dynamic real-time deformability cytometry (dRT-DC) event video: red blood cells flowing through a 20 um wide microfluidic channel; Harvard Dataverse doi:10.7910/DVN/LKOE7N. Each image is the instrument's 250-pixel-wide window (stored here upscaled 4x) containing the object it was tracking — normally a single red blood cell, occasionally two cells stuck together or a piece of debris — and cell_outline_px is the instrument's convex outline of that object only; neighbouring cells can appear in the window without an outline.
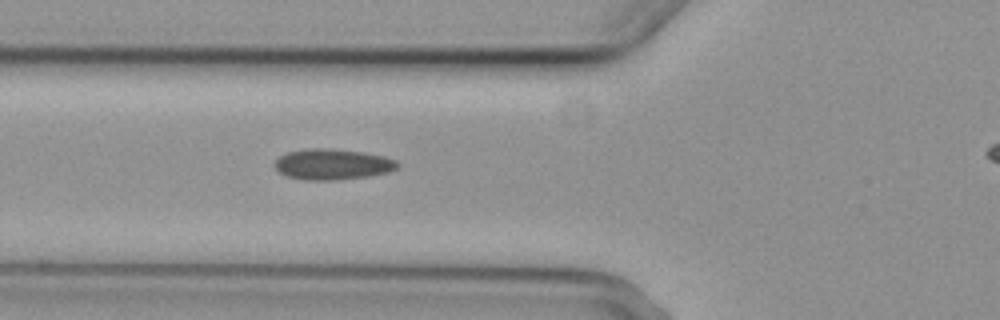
{"species": "common noctule bat (a hibernating species)", "species_latin": "Nyctalus noctula", "temperature_condition": "cold", "stored_images_in_passage": 6, "segment_of_instrument_passage": [1, 2], "camera_frame_rate_fps": 3000, "um_per_image_px": 0.085, "animal": {"sex": "female", "body_mass_g": 29.2, "forearm_length_mm": 56.3}, "frame": {"image": 1, "passage_image": 5, "time_ms": 4.667, "image_size_px": [1000, 320], "cell_outline_px": [[400, 164], [396, 168], [388, 172], [368, 176], [336, 180], [304, 180], [288, 176], [276, 172], [272, 164], [280, 156], [288, 152], [304, 148], [328, 148], [364, 152], [384, 156], [396, 160]], "centroid_in_image_um": [28.22, 13.96], "position_along_channel_um": 97.6, "area_um2": 22.25}}